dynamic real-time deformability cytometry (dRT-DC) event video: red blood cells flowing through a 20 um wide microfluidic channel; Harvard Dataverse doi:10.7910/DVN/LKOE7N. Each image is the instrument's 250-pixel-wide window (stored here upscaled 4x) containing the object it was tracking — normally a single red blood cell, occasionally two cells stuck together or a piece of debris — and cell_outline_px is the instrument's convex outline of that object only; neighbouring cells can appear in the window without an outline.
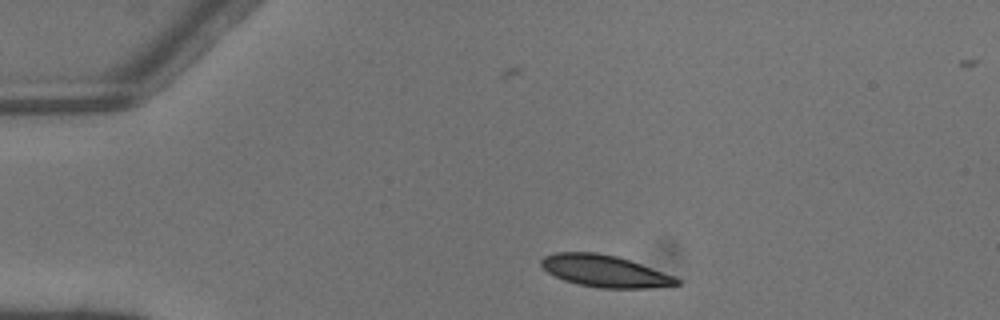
{"species": "common noctule bat (a hibernating species)", "species_latin": "Nyctalus noctula", "temperature_condition": "warm", "stored_images_in_passage": 3, "camera_frame_rate_fps": 3000, "um_per_image_px": 0.085, "animal": {"sex": "male", "body_mass_g": 13.3}, "frame": {"image": 1, "passage_image": 1, "time_ms": 0.0, "image_size_px": [1000, 320], "cell_outline_px": [[680, 284], [648, 288], [600, 288], [576, 284], [564, 280], [548, 272], [540, 264], [540, 260], [544, 256], [556, 252], [596, 252], [616, 256], [676, 276], [680, 280]], "centroid_in_image_um": [51.39, 23.04], "position_along_channel_um": 33.6, "area_um2": 25.09}}